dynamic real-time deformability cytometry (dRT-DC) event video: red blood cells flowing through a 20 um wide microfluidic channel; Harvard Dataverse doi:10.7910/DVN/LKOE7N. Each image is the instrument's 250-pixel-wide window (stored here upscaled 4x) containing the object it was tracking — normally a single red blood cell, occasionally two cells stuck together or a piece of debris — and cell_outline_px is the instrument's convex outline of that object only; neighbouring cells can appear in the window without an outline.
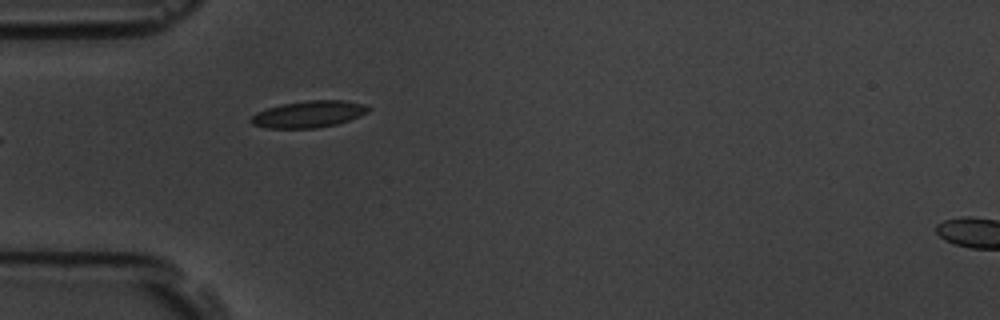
{"species": "common noctule bat (a hibernating species)", "species_latin": "Nyctalus noctula", "temperature_condition": "room temperature", "stored_images_in_passage": 6, "segment_of_instrument_passage": [1, 2], "camera_frame_rate_fps": 3000, "um_per_image_px": 0.085, "animal": {"sex": "male", "body_mass_g": 19.5, "forearm_length_mm": 54.6}, "frame": {"image": 1, "passage_image": 5, "time_ms": 1.333, "image_size_px": [1000, 320], "cell_outline_px": [[372, 108], [368, 112], [360, 116], [336, 124], [316, 128], [268, 128], [252, 124], [248, 120], [256, 112], [280, 104], [308, 100], [344, 100], [364, 104]], "centroid_in_image_um": [26.24, 9.7], "position_along_channel_um": 58.8, "area_um2": 18.32}}